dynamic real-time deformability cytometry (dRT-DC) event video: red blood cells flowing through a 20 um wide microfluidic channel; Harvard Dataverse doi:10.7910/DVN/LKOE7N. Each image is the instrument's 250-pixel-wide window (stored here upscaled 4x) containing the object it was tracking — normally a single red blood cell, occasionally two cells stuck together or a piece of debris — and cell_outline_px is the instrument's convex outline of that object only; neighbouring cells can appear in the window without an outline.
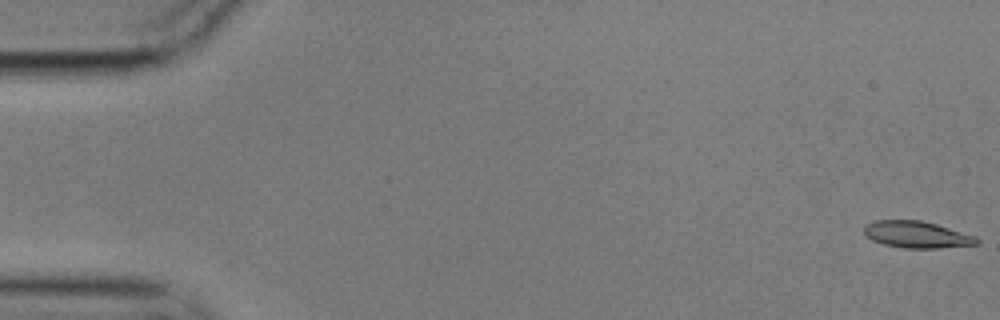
{"species": "common noctule bat (a hibernating species)", "species_latin": "Nyctalus noctula", "temperature_condition": "cold", "stored_images_in_passage": 4, "camera_frame_rate_fps": 3000, "um_per_image_px": 0.085, "animal": {"sex": "male", "body_mass_g": 17.9}, "frame": {"image": 1, "passage_image": 1, "time_ms": 0.0, "image_size_px": [1000, 320], "cell_outline_px": [[980, 244], [940, 248], [904, 248], [884, 244], [872, 240], [864, 232], [864, 224], [876, 220], [920, 220], [936, 224], [976, 236], [980, 240]], "centroid_in_image_um": [77.95, 19.94], "position_along_channel_um": 7.1, "area_um2": 17.57}}